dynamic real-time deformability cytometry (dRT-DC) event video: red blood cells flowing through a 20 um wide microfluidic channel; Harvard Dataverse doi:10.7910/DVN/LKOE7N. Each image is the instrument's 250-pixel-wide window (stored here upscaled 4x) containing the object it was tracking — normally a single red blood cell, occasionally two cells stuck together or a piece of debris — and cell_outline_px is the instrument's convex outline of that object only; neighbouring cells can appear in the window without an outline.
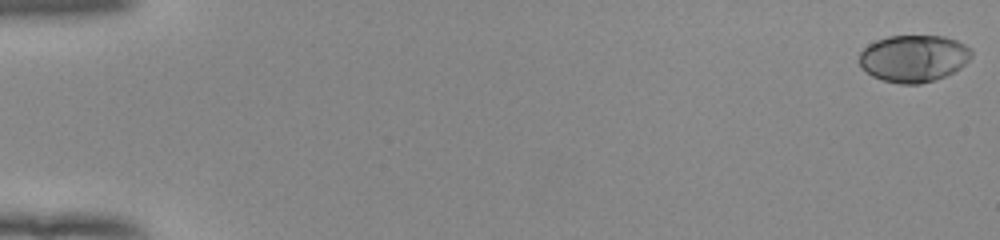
{"species": "human", "species_latin": "Homo sapiens", "temperature_condition": "room temperature", "stored_images_in_passage": 53, "camera_frame_rate_fps": 3000, "um_per_image_px": 0.085, "donor": {"sex": "female"}, "frame": {"image": 1, "passage_image": 1, "time_ms": 0.0, "image_size_px": [1000, 240], "cell_outline_px": [[972, 56], [960, 68], [944, 76], [920, 84], [900, 84], [884, 80], [872, 76], [860, 64], [860, 52], [868, 44], [876, 40], [888, 36], [944, 36], [956, 40], [972, 48]], "centroid_in_image_um": [77.67, 4.95], "position_along_channel_um": 7.3, "area_um2": 30.58}}
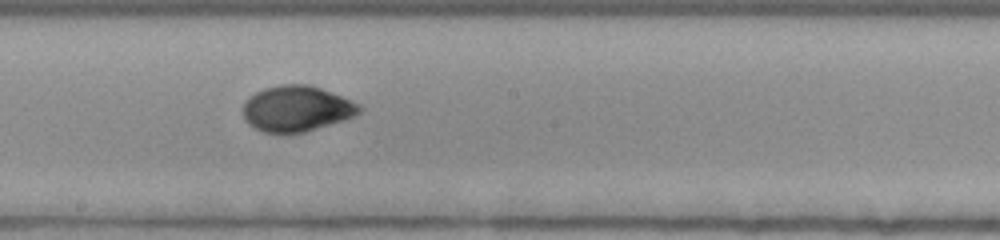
{"frame": {"image": 2, "passage_image": 31, "time_ms": 10.0, "image_size_px": [1000, 240], "cell_outline_px": [[364, 108], [356, 116], [344, 120], [304, 132], [264, 132], [248, 124], [244, 120], [244, 104], [248, 96], [264, 88], [280, 84], [308, 84], [320, 88], [352, 100], [360, 104]], "centroid_in_image_um": [25.23, 9.22], "position_along_channel_um": 223.0, "area_um2": 30.98}}
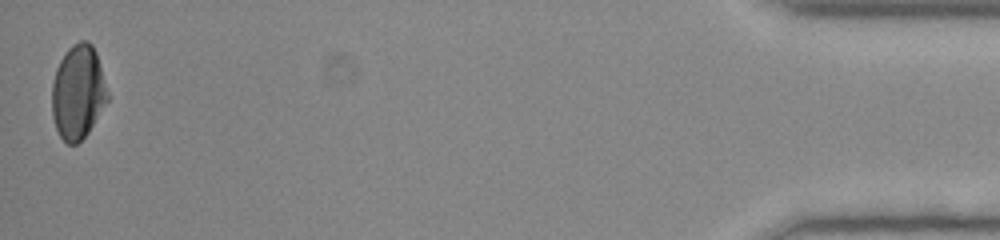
{"frame": {"image": 3, "passage_image": 53, "time_ms": 17.333, "image_size_px": [1000, 240], "cell_outline_px": [[108, 100], [88, 132], [76, 144], [68, 144], [60, 136], [56, 128], [52, 116], [52, 84], [56, 68], [60, 60], [68, 48], [72, 44], [80, 40], [88, 40], [92, 44], [96, 52], [108, 92]], "centroid_in_image_um": [6.62, 7.81], "position_along_channel_um": 428.6, "area_um2": 30.4}, "authors_computed_cell_mechanics": {"area_um2": 30.4028, "velocity_mm_per_s": 3.9556, "shape_relaxation_time_tau1_ms": 4.2317, "shape_relaxation_time_tau2_ms": null, "deformation_change_tau1": 0.1698, "deformation_change_tau2": null}}